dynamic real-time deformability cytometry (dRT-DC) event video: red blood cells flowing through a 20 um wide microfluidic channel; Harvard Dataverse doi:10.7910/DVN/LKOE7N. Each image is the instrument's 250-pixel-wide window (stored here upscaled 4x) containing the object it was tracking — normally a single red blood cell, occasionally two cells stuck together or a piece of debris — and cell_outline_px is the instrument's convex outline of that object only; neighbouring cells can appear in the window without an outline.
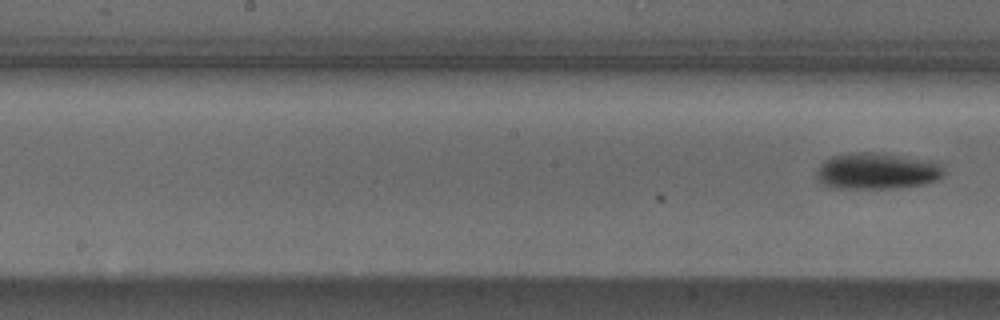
{"species": "Egyptian fruit bat (a non-hibernating species)", "species_latin": "Rousettus aegyptiacus", "temperature_condition": "cold", "stored_images_in_passage": 8, "segment_of_instrument_passage": [2, 2], "camera_frame_rate_fps": 3000, "um_per_image_px": 0.085, "animal": {"sex": "male"}, "frame": {"image": 1, "passage_image": 8, "time_ms": 2.333, "image_size_px": [1000, 320], "cell_outline_px": [[944, 176], [936, 180], [924, 184], [900, 188], [832, 188], [824, 184], [816, 176], [816, 172], [820, 164], [824, 160], [832, 156], [848, 152], [884, 152], [928, 160], [940, 164], [944, 172]], "centroid_in_image_um": [74.54, 14.52], "position_along_channel_um": 173.7, "area_um2": 27.34}}